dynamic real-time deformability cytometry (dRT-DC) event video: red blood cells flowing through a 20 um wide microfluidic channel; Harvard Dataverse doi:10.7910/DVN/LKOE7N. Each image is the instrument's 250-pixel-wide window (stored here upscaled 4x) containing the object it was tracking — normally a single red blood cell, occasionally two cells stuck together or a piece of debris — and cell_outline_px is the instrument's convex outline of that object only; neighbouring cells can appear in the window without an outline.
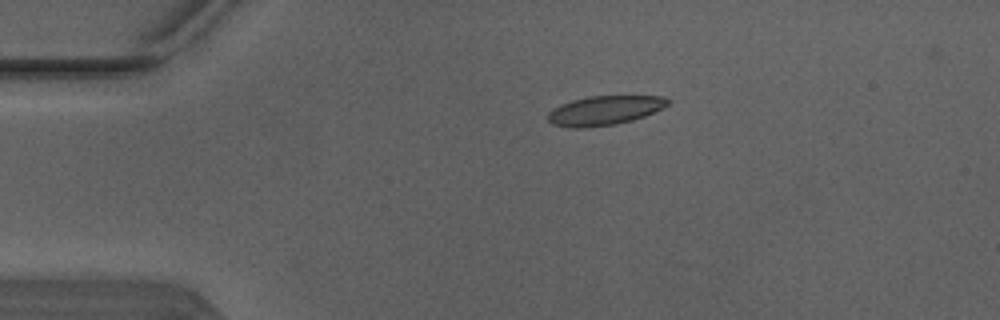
{"species": "Egyptian fruit bat (a non-hibernating species)", "species_latin": "Rousettus aegyptiacus", "temperature_condition": "warm", "stored_images_in_passage": 4, "camera_frame_rate_fps": 3000, "um_per_image_px": 0.085, "animal": {"sex": "male"}, "frame": {"image": 1, "passage_image": 3, "time_ms": 0.667, "image_size_px": [1000, 320], "cell_outline_px": [[672, 100], [668, 104], [644, 116], [632, 120], [616, 124], [588, 128], [568, 128], [552, 124], [548, 120], [548, 112], [552, 108], [572, 100], [588, 96], [664, 96]], "centroid_in_image_um": [51.35, 9.39], "position_along_channel_um": 33.7, "area_um2": 20.52}}